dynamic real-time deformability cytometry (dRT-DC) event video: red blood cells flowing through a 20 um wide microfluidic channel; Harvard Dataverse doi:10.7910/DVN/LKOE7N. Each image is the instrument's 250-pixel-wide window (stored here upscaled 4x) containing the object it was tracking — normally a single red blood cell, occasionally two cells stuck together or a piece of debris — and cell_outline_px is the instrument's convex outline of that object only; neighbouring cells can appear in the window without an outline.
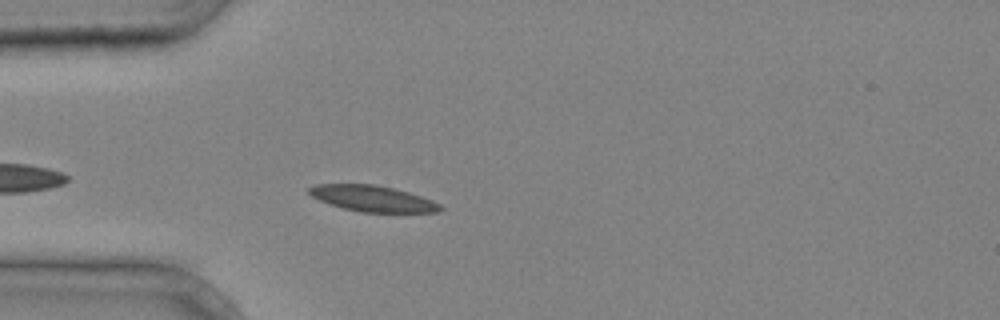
{"species": "common noctule bat (a hibernating species)", "species_latin": "Nyctalus noctula", "temperature_condition": "cold", "stored_images_in_passage": 32, "camera_frame_rate_fps": 3000, "um_per_image_px": 0.085, "animal": {"sex": "male", "body_mass_g": 20.4}, "frame": {"image": 1, "passage_image": 3, "time_ms": 0.667, "image_size_px": [1000, 320], "cell_outline_px": [[444, 208], [436, 212], [360, 212], [344, 208], [320, 200], [312, 196], [308, 192], [308, 188], [316, 184], [376, 184], [408, 192], [432, 200], [440, 204]], "centroid_in_image_um": [31.68, 16.87], "position_along_channel_um": 53.3, "area_um2": 19.65}}
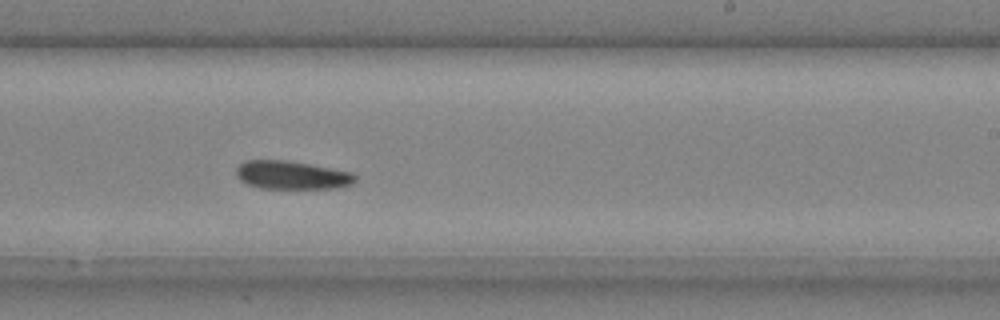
{"frame": {"image": 2, "passage_image": 17, "time_ms": 5.333, "image_size_px": [1000, 320], "cell_outline_px": [[356, 180], [352, 184], [336, 188], [260, 188], [248, 184], [240, 180], [236, 176], [236, 168], [244, 160], [288, 160], [352, 172], [356, 176]], "centroid_in_image_um": [24.79, 14.88], "position_along_channel_um": 264.2, "area_um2": 19.65}}
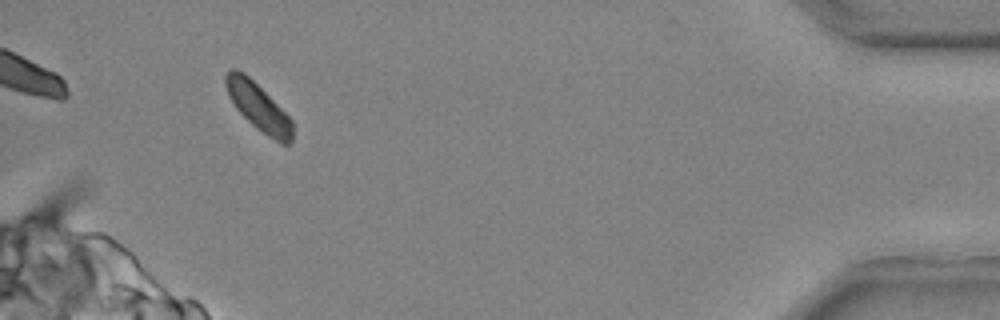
{"frame": {"image": 3, "passage_image": 30, "time_ms": 9.667, "image_size_px": [1000, 320], "cell_outline_px": [[292, 140], [288, 144], [280, 144], [256, 128], [236, 108], [228, 96], [224, 84], [224, 76], [232, 68], [236, 68], [244, 72], [292, 120]], "centroid_in_image_um": [21.92, 9.08], "position_along_channel_um": 413.3, "area_um2": 18.09}}